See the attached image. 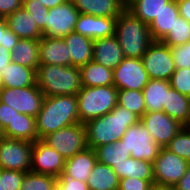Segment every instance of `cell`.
Listing matches in <instances>:
<instances>
[{"label":"cell","instance_id":"obj_4","mask_svg":"<svg viewBox=\"0 0 190 190\" xmlns=\"http://www.w3.org/2000/svg\"><path fill=\"white\" fill-rule=\"evenodd\" d=\"M36 85L44 97L76 95L82 88L79 67L39 65L36 70Z\"/></svg>","mask_w":190,"mask_h":190},{"label":"cell","instance_id":"obj_1","mask_svg":"<svg viewBox=\"0 0 190 190\" xmlns=\"http://www.w3.org/2000/svg\"><path fill=\"white\" fill-rule=\"evenodd\" d=\"M139 121L136 114L117 104L111 112L84 123L87 146L95 149L103 144L115 143Z\"/></svg>","mask_w":190,"mask_h":190},{"label":"cell","instance_id":"obj_28","mask_svg":"<svg viewBox=\"0 0 190 190\" xmlns=\"http://www.w3.org/2000/svg\"><path fill=\"white\" fill-rule=\"evenodd\" d=\"M82 87L114 86L113 70L94 60L80 67Z\"/></svg>","mask_w":190,"mask_h":190},{"label":"cell","instance_id":"obj_6","mask_svg":"<svg viewBox=\"0 0 190 190\" xmlns=\"http://www.w3.org/2000/svg\"><path fill=\"white\" fill-rule=\"evenodd\" d=\"M65 159L86 149V130L84 123L72 124L50 133L42 139Z\"/></svg>","mask_w":190,"mask_h":190},{"label":"cell","instance_id":"obj_2","mask_svg":"<svg viewBox=\"0 0 190 190\" xmlns=\"http://www.w3.org/2000/svg\"><path fill=\"white\" fill-rule=\"evenodd\" d=\"M79 122L76 95L44 97L41 110L36 116L38 139H43L50 133Z\"/></svg>","mask_w":190,"mask_h":190},{"label":"cell","instance_id":"obj_5","mask_svg":"<svg viewBox=\"0 0 190 190\" xmlns=\"http://www.w3.org/2000/svg\"><path fill=\"white\" fill-rule=\"evenodd\" d=\"M80 123L99 118L117 105L118 89L114 86L82 87L76 94Z\"/></svg>","mask_w":190,"mask_h":190},{"label":"cell","instance_id":"obj_25","mask_svg":"<svg viewBox=\"0 0 190 190\" xmlns=\"http://www.w3.org/2000/svg\"><path fill=\"white\" fill-rule=\"evenodd\" d=\"M163 111L184 127H190V98L174 88L167 92L166 107Z\"/></svg>","mask_w":190,"mask_h":190},{"label":"cell","instance_id":"obj_22","mask_svg":"<svg viewBox=\"0 0 190 190\" xmlns=\"http://www.w3.org/2000/svg\"><path fill=\"white\" fill-rule=\"evenodd\" d=\"M2 88H26L36 84V70L15 62L0 71Z\"/></svg>","mask_w":190,"mask_h":190},{"label":"cell","instance_id":"obj_40","mask_svg":"<svg viewBox=\"0 0 190 190\" xmlns=\"http://www.w3.org/2000/svg\"><path fill=\"white\" fill-rule=\"evenodd\" d=\"M176 69L190 68V39L186 44L170 47Z\"/></svg>","mask_w":190,"mask_h":190},{"label":"cell","instance_id":"obj_46","mask_svg":"<svg viewBox=\"0 0 190 190\" xmlns=\"http://www.w3.org/2000/svg\"><path fill=\"white\" fill-rule=\"evenodd\" d=\"M20 38L12 32L8 27L4 30L3 47L8 51H12V48L18 43Z\"/></svg>","mask_w":190,"mask_h":190},{"label":"cell","instance_id":"obj_42","mask_svg":"<svg viewBox=\"0 0 190 190\" xmlns=\"http://www.w3.org/2000/svg\"><path fill=\"white\" fill-rule=\"evenodd\" d=\"M154 180L126 177L119 179L118 190H149Z\"/></svg>","mask_w":190,"mask_h":190},{"label":"cell","instance_id":"obj_23","mask_svg":"<svg viewBox=\"0 0 190 190\" xmlns=\"http://www.w3.org/2000/svg\"><path fill=\"white\" fill-rule=\"evenodd\" d=\"M81 14L117 18L125 9L119 0H70Z\"/></svg>","mask_w":190,"mask_h":190},{"label":"cell","instance_id":"obj_53","mask_svg":"<svg viewBox=\"0 0 190 190\" xmlns=\"http://www.w3.org/2000/svg\"><path fill=\"white\" fill-rule=\"evenodd\" d=\"M136 0H119L120 4L127 9L132 3H134Z\"/></svg>","mask_w":190,"mask_h":190},{"label":"cell","instance_id":"obj_19","mask_svg":"<svg viewBox=\"0 0 190 190\" xmlns=\"http://www.w3.org/2000/svg\"><path fill=\"white\" fill-rule=\"evenodd\" d=\"M123 50L116 36L94 40L93 60L114 70L124 59Z\"/></svg>","mask_w":190,"mask_h":190},{"label":"cell","instance_id":"obj_38","mask_svg":"<svg viewBox=\"0 0 190 190\" xmlns=\"http://www.w3.org/2000/svg\"><path fill=\"white\" fill-rule=\"evenodd\" d=\"M22 7L32 15L39 30L43 32L47 25L48 9L39 0H23Z\"/></svg>","mask_w":190,"mask_h":190},{"label":"cell","instance_id":"obj_10","mask_svg":"<svg viewBox=\"0 0 190 190\" xmlns=\"http://www.w3.org/2000/svg\"><path fill=\"white\" fill-rule=\"evenodd\" d=\"M44 100L42 91L35 84L26 88H1L0 101L18 113L36 118Z\"/></svg>","mask_w":190,"mask_h":190},{"label":"cell","instance_id":"obj_52","mask_svg":"<svg viewBox=\"0 0 190 190\" xmlns=\"http://www.w3.org/2000/svg\"><path fill=\"white\" fill-rule=\"evenodd\" d=\"M149 190H176L174 186L153 183Z\"/></svg>","mask_w":190,"mask_h":190},{"label":"cell","instance_id":"obj_31","mask_svg":"<svg viewBox=\"0 0 190 190\" xmlns=\"http://www.w3.org/2000/svg\"><path fill=\"white\" fill-rule=\"evenodd\" d=\"M87 185L89 190H118L119 178L112 167L97 161L89 175Z\"/></svg>","mask_w":190,"mask_h":190},{"label":"cell","instance_id":"obj_48","mask_svg":"<svg viewBox=\"0 0 190 190\" xmlns=\"http://www.w3.org/2000/svg\"><path fill=\"white\" fill-rule=\"evenodd\" d=\"M176 190H190V165L180 181L174 186Z\"/></svg>","mask_w":190,"mask_h":190},{"label":"cell","instance_id":"obj_43","mask_svg":"<svg viewBox=\"0 0 190 190\" xmlns=\"http://www.w3.org/2000/svg\"><path fill=\"white\" fill-rule=\"evenodd\" d=\"M57 185L61 190H89L86 182L68 177H57Z\"/></svg>","mask_w":190,"mask_h":190},{"label":"cell","instance_id":"obj_41","mask_svg":"<svg viewBox=\"0 0 190 190\" xmlns=\"http://www.w3.org/2000/svg\"><path fill=\"white\" fill-rule=\"evenodd\" d=\"M26 172L3 169V186L5 190H20Z\"/></svg>","mask_w":190,"mask_h":190},{"label":"cell","instance_id":"obj_36","mask_svg":"<svg viewBox=\"0 0 190 190\" xmlns=\"http://www.w3.org/2000/svg\"><path fill=\"white\" fill-rule=\"evenodd\" d=\"M57 178L51 175L26 172L20 190H52Z\"/></svg>","mask_w":190,"mask_h":190},{"label":"cell","instance_id":"obj_16","mask_svg":"<svg viewBox=\"0 0 190 190\" xmlns=\"http://www.w3.org/2000/svg\"><path fill=\"white\" fill-rule=\"evenodd\" d=\"M116 18L79 14L74 32L91 38L93 41L115 35Z\"/></svg>","mask_w":190,"mask_h":190},{"label":"cell","instance_id":"obj_37","mask_svg":"<svg viewBox=\"0 0 190 190\" xmlns=\"http://www.w3.org/2000/svg\"><path fill=\"white\" fill-rule=\"evenodd\" d=\"M166 148L190 164V127H183Z\"/></svg>","mask_w":190,"mask_h":190},{"label":"cell","instance_id":"obj_24","mask_svg":"<svg viewBox=\"0 0 190 190\" xmlns=\"http://www.w3.org/2000/svg\"><path fill=\"white\" fill-rule=\"evenodd\" d=\"M179 15L177 0H171L148 25L153 41H161L173 28Z\"/></svg>","mask_w":190,"mask_h":190},{"label":"cell","instance_id":"obj_17","mask_svg":"<svg viewBox=\"0 0 190 190\" xmlns=\"http://www.w3.org/2000/svg\"><path fill=\"white\" fill-rule=\"evenodd\" d=\"M64 38H49L42 36L39 39L40 65L71 66V55Z\"/></svg>","mask_w":190,"mask_h":190},{"label":"cell","instance_id":"obj_55","mask_svg":"<svg viewBox=\"0 0 190 190\" xmlns=\"http://www.w3.org/2000/svg\"><path fill=\"white\" fill-rule=\"evenodd\" d=\"M3 137H4L3 129L0 126V139H2Z\"/></svg>","mask_w":190,"mask_h":190},{"label":"cell","instance_id":"obj_54","mask_svg":"<svg viewBox=\"0 0 190 190\" xmlns=\"http://www.w3.org/2000/svg\"><path fill=\"white\" fill-rule=\"evenodd\" d=\"M0 190H5L3 186V169H0Z\"/></svg>","mask_w":190,"mask_h":190},{"label":"cell","instance_id":"obj_26","mask_svg":"<svg viewBox=\"0 0 190 190\" xmlns=\"http://www.w3.org/2000/svg\"><path fill=\"white\" fill-rule=\"evenodd\" d=\"M39 55V39H20L11 51L12 62L35 70L40 65Z\"/></svg>","mask_w":190,"mask_h":190},{"label":"cell","instance_id":"obj_13","mask_svg":"<svg viewBox=\"0 0 190 190\" xmlns=\"http://www.w3.org/2000/svg\"><path fill=\"white\" fill-rule=\"evenodd\" d=\"M80 12L69 0L64 4L48 9L47 25L42 32L49 38L65 37L74 31Z\"/></svg>","mask_w":190,"mask_h":190},{"label":"cell","instance_id":"obj_32","mask_svg":"<svg viewBox=\"0 0 190 190\" xmlns=\"http://www.w3.org/2000/svg\"><path fill=\"white\" fill-rule=\"evenodd\" d=\"M94 150L97 161L110 167L121 164L125 159L131 157L129 150L123 146L121 140L115 143L103 144Z\"/></svg>","mask_w":190,"mask_h":190},{"label":"cell","instance_id":"obj_3","mask_svg":"<svg viewBox=\"0 0 190 190\" xmlns=\"http://www.w3.org/2000/svg\"><path fill=\"white\" fill-rule=\"evenodd\" d=\"M115 36L127 58L141 59L153 42L148 24L128 9H124L116 18Z\"/></svg>","mask_w":190,"mask_h":190},{"label":"cell","instance_id":"obj_39","mask_svg":"<svg viewBox=\"0 0 190 190\" xmlns=\"http://www.w3.org/2000/svg\"><path fill=\"white\" fill-rule=\"evenodd\" d=\"M170 86L190 98V68H179L169 79Z\"/></svg>","mask_w":190,"mask_h":190},{"label":"cell","instance_id":"obj_50","mask_svg":"<svg viewBox=\"0 0 190 190\" xmlns=\"http://www.w3.org/2000/svg\"><path fill=\"white\" fill-rule=\"evenodd\" d=\"M43 6H45L47 9H51L53 7H56L58 5L64 4L69 0H39Z\"/></svg>","mask_w":190,"mask_h":190},{"label":"cell","instance_id":"obj_49","mask_svg":"<svg viewBox=\"0 0 190 190\" xmlns=\"http://www.w3.org/2000/svg\"><path fill=\"white\" fill-rule=\"evenodd\" d=\"M11 62V52L5 47L0 46V71L5 69L6 65H9Z\"/></svg>","mask_w":190,"mask_h":190},{"label":"cell","instance_id":"obj_20","mask_svg":"<svg viewBox=\"0 0 190 190\" xmlns=\"http://www.w3.org/2000/svg\"><path fill=\"white\" fill-rule=\"evenodd\" d=\"M71 55V66L81 67L93 60L94 41L77 32L63 37Z\"/></svg>","mask_w":190,"mask_h":190},{"label":"cell","instance_id":"obj_14","mask_svg":"<svg viewBox=\"0 0 190 190\" xmlns=\"http://www.w3.org/2000/svg\"><path fill=\"white\" fill-rule=\"evenodd\" d=\"M140 122L144 124L153 140L160 146L166 147L175 135L184 127L164 111L146 112Z\"/></svg>","mask_w":190,"mask_h":190},{"label":"cell","instance_id":"obj_57","mask_svg":"<svg viewBox=\"0 0 190 190\" xmlns=\"http://www.w3.org/2000/svg\"><path fill=\"white\" fill-rule=\"evenodd\" d=\"M2 88V77H1V73H0V89Z\"/></svg>","mask_w":190,"mask_h":190},{"label":"cell","instance_id":"obj_33","mask_svg":"<svg viewBox=\"0 0 190 190\" xmlns=\"http://www.w3.org/2000/svg\"><path fill=\"white\" fill-rule=\"evenodd\" d=\"M170 1L171 0H136L127 9L137 18L149 25Z\"/></svg>","mask_w":190,"mask_h":190},{"label":"cell","instance_id":"obj_51","mask_svg":"<svg viewBox=\"0 0 190 190\" xmlns=\"http://www.w3.org/2000/svg\"><path fill=\"white\" fill-rule=\"evenodd\" d=\"M7 28V24L3 17H0V46H3L4 30Z\"/></svg>","mask_w":190,"mask_h":190},{"label":"cell","instance_id":"obj_47","mask_svg":"<svg viewBox=\"0 0 190 190\" xmlns=\"http://www.w3.org/2000/svg\"><path fill=\"white\" fill-rule=\"evenodd\" d=\"M179 14L190 22V0H177Z\"/></svg>","mask_w":190,"mask_h":190},{"label":"cell","instance_id":"obj_45","mask_svg":"<svg viewBox=\"0 0 190 190\" xmlns=\"http://www.w3.org/2000/svg\"><path fill=\"white\" fill-rule=\"evenodd\" d=\"M23 0H0V17L14 13L22 7Z\"/></svg>","mask_w":190,"mask_h":190},{"label":"cell","instance_id":"obj_8","mask_svg":"<svg viewBox=\"0 0 190 190\" xmlns=\"http://www.w3.org/2000/svg\"><path fill=\"white\" fill-rule=\"evenodd\" d=\"M120 140L129 150L131 157L137 160L153 163L161 149L140 121L129 127Z\"/></svg>","mask_w":190,"mask_h":190},{"label":"cell","instance_id":"obj_18","mask_svg":"<svg viewBox=\"0 0 190 190\" xmlns=\"http://www.w3.org/2000/svg\"><path fill=\"white\" fill-rule=\"evenodd\" d=\"M96 162L95 150L87 147L65 160L63 173L59 177L73 178L87 183Z\"/></svg>","mask_w":190,"mask_h":190},{"label":"cell","instance_id":"obj_34","mask_svg":"<svg viewBox=\"0 0 190 190\" xmlns=\"http://www.w3.org/2000/svg\"><path fill=\"white\" fill-rule=\"evenodd\" d=\"M117 104L136 114L139 118L146 113L143 91L118 90Z\"/></svg>","mask_w":190,"mask_h":190},{"label":"cell","instance_id":"obj_35","mask_svg":"<svg viewBox=\"0 0 190 190\" xmlns=\"http://www.w3.org/2000/svg\"><path fill=\"white\" fill-rule=\"evenodd\" d=\"M190 39V22L180 15L176 17V22L170 32L161 40L169 47L183 45Z\"/></svg>","mask_w":190,"mask_h":190},{"label":"cell","instance_id":"obj_7","mask_svg":"<svg viewBox=\"0 0 190 190\" xmlns=\"http://www.w3.org/2000/svg\"><path fill=\"white\" fill-rule=\"evenodd\" d=\"M34 142L3 137L0 139V169L29 172Z\"/></svg>","mask_w":190,"mask_h":190},{"label":"cell","instance_id":"obj_44","mask_svg":"<svg viewBox=\"0 0 190 190\" xmlns=\"http://www.w3.org/2000/svg\"><path fill=\"white\" fill-rule=\"evenodd\" d=\"M19 113L0 101V126L4 129L7 125H11L14 117Z\"/></svg>","mask_w":190,"mask_h":190},{"label":"cell","instance_id":"obj_11","mask_svg":"<svg viewBox=\"0 0 190 190\" xmlns=\"http://www.w3.org/2000/svg\"><path fill=\"white\" fill-rule=\"evenodd\" d=\"M189 165L177 154L166 147H161L158 156L153 161L154 183L175 186L184 176Z\"/></svg>","mask_w":190,"mask_h":190},{"label":"cell","instance_id":"obj_9","mask_svg":"<svg viewBox=\"0 0 190 190\" xmlns=\"http://www.w3.org/2000/svg\"><path fill=\"white\" fill-rule=\"evenodd\" d=\"M149 79L169 80L176 67L170 47L153 41L141 58Z\"/></svg>","mask_w":190,"mask_h":190},{"label":"cell","instance_id":"obj_30","mask_svg":"<svg viewBox=\"0 0 190 190\" xmlns=\"http://www.w3.org/2000/svg\"><path fill=\"white\" fill-rule=\"evenodd\" d=\"M113 171L119 179L131 177L142 180H154L153 163L129 157L121 164L113 165Z\"/></svg>","mask_w":190,"mask_h":190},{"label":"cell","instance_id":"obj_27","mask_svg":"<svg viewBox=\"0 0 190 190\" xmlns=\"http://www.w3.org/2000/svg\"><path fill=\"white\" fill-rule=\"evenodd\" d=\"M170 88L169 80L149 79L148 84L143 88L146 112L163 111Z\"/></svg>","mask_w":190,"mask_h":190},{"label":"cell","instance_id":"obj_29","mask_svg":"<svg viewBox=\"0 0 190 190\" xmlns=\"http://www.w3.org/2000/svg\"><path fill=\"white\" fill-rule=\"evenodd\" d=\"M3 133L8 138L35 142L38 140L36 118L19 113L14 117L11 125H7L3 129Z\"/></svg>","mask_w":190,"mask_h":190},{"label":"cell","instance_id":"obj_21","mask_svg":"<svg viewBox=\"0 0 190 190\" xmlns=\"http://www.w3.org/2000/svg\"><path fill=\"white\" fill-rule=\"evenodd\" d=\"M4 19L7 27L20 39H40L43 36L32 15L23 7Z\"/></svg>","mask_w":190,"mask_h":190},{"label":"cell","instance_id":"obj_15","mask_svg":"<svg viewBox=\"0 0 190 190\" xmlns=\"http://www.w3.org/2000/svg\"><path fill=\"white\" fill-rule=\"evenodd\" d=\"M65 158L42 139L33 144L31 172L59 177L64 170Z\"/></svg>","mask_w":190,"mask_h":190},{"label":"cell","instance_id":"obj_56","mask_svg":"<svg viewBox=\"0 0 190 190\" xmlns=\"http://www.w3.org/2000/svg\"><path fill=\"white\" fill-rule=\"evenodd\" d=\"M52 190H61L59 186L56 184Z\"/></svg>","mask_w":190,"mask_h":190},{"label":"cell","instance_id":"obj_12","mask_svg":"<svg viewBox=\"0 0 190 190\" xmlns=\"http://www.w3.org/2000/svg\"><path fill=\"white\" fill-rule=\"evenodd\" d=\"M148 81L149 77L140 58L125 57L113 70V83L118 90L143 91Z\"/></svg>","mask_w":190,"mask_h":190}]
</instances>
